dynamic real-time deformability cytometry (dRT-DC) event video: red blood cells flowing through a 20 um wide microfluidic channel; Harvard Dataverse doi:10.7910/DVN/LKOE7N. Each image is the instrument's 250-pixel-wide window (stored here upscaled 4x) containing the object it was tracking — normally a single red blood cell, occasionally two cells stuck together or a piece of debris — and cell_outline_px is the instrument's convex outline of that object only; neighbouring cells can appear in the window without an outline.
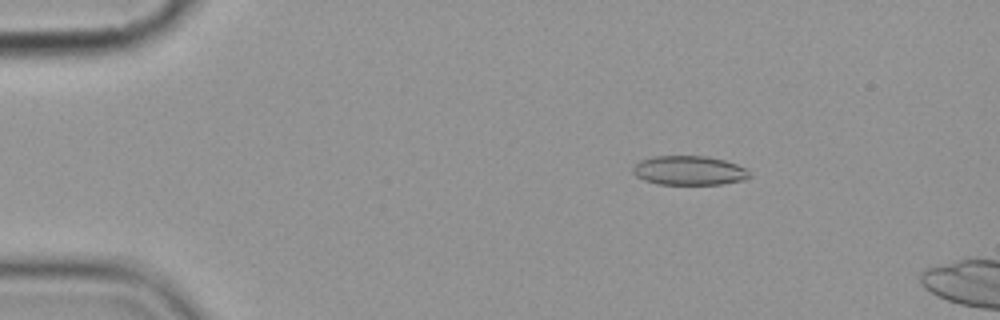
{"species": "common noctule bat (a hibernating species)", "species_latin": "Nyctalus noctula", "temperature_condition": "cold", "stored_images_in_passage": 4, "camera_frame_rate_fps": 3000, "um_per_image_px": 0.085, "animal": {"sex": "female", "body_mass_g": 19.9}, "frame": {"image": 1, "passage_image": 1, "time_ms": 0.0, "image_size_px": [1000, 320], "cell_outline_px": [[752, 176], [744, 180], [720, 184], [656, 184], [644, 180], [636, 176], [632, 172], [632, 168], [640, 160], [652, 156], [708, 156], [724, 160], [748, 168]], "centroid_in_image_um": [58.59, 14.49], "position_along_channel_um": 26.4, "area_um2": 20.06}}